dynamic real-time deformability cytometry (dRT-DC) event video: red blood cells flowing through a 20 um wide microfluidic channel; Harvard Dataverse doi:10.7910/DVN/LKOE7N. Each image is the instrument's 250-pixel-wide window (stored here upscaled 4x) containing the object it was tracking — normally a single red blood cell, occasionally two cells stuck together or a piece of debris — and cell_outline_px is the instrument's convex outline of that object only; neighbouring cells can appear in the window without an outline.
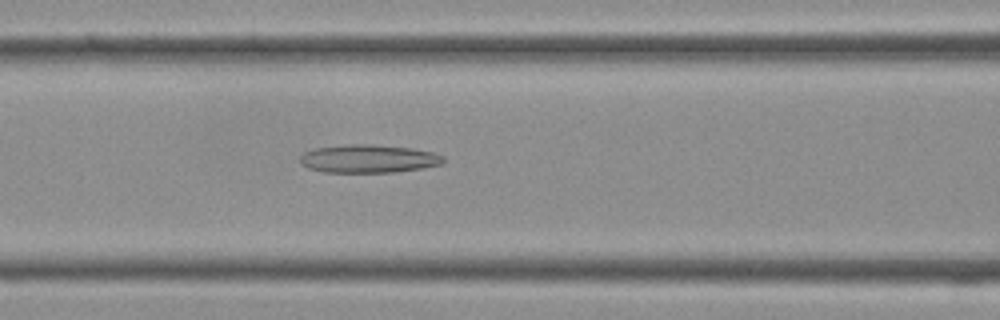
{"species": "Egyptian fruit bat (a non-hibernating species)", "species_latin": "Rousettus aegyptiacus", "temperature_condition": "cold", "stored_images_in_passage": 36, "camera_frame_rate_fps": 3000, "um_per_image_px": 0.085, "frame": {"image": 1, "passage_image": 13, "time_ms": 4.0, "image_size_px": [1000, 320], "cell_outline_px": [[444, 164], [396, 172], [324, 172], [308, 168], [300, 164], [300, 156], [304, 152], [316, 148], [348, 144], [368, 144], [412, 148], [432, 152], [444, 156]], "centroid_in_image_um": [31.31, 13.49], "position_along_channel_um": 135.3, "area_um2": 23.52}}
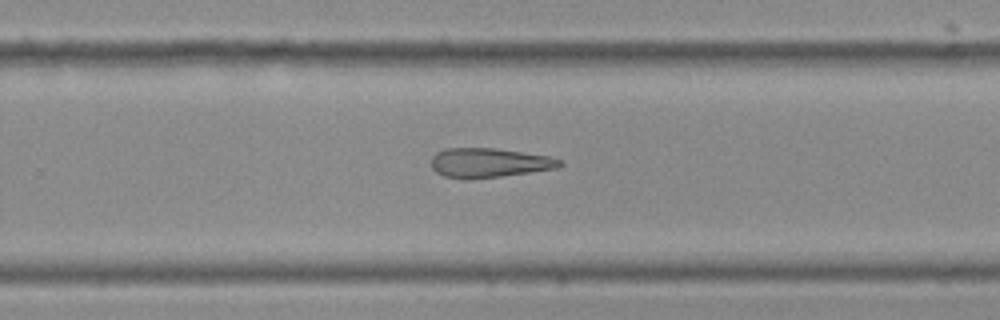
{"frame": {"image": 2, "passage_image": 22, "time_ms": 7.0, "image_size_px": [1000, 320], "cell_outline_px": [[564, 164], [556, 168], [500, 176], [468, 180], [444, 176], [436, 172], [432, 168], [432, 156], [436, 152], [444, 148], [492, 148], [552, 156], [560, 160]], "centroid_in_image_um": [41.54, 13.83], "position_along_channel_um": 288.3, "area_um2": 22.02}}
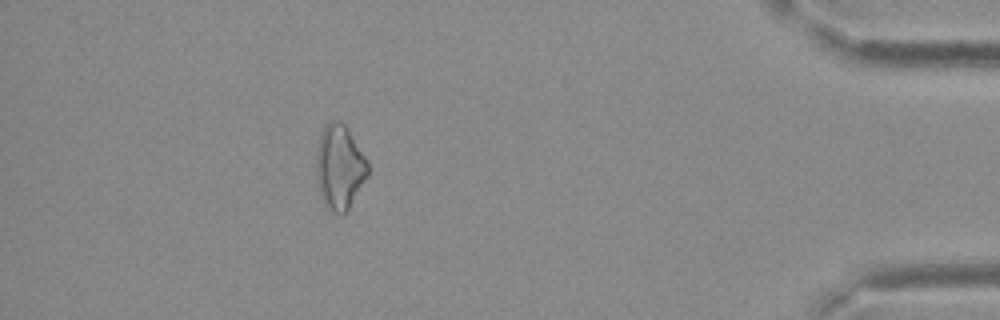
{"frame": {"image": 3, "passage_image": 32, "time_ms": 10.333, "image_size_px": [1000, 320], "cell_outline_px": [[368, 176], [344, 216], [340, 216], [332, 212], [324, 204], [316, 180], [316, 156], [320, 136], [328, 120], [336, 120], [344, 124], [348, 128], [368, 160]], "centroid_in_image_um": [28.87, 14.22], "position_along_channel_um": 406.3, "area_um2": 25.66}}